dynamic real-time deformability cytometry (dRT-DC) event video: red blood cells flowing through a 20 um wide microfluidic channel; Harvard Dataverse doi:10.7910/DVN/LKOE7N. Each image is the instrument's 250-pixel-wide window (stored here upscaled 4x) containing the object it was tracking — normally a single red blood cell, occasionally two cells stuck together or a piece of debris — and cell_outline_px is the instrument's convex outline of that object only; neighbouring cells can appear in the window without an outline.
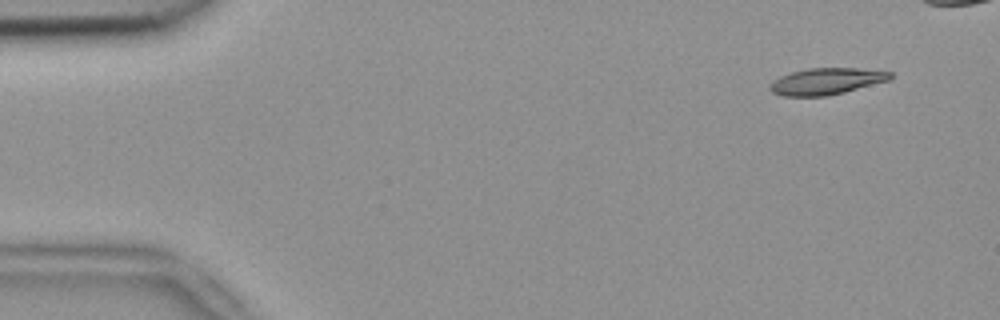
{"species": "common noctule bat (a hibernating species)", "species_latin": "Nyctalus noctula", "temperature_condition": "room temperature", "stored_images_in_passage": 3, "camera_frame_rate_fps": 3000, "um_per_image_px": 0.085, "animal": {"sex": "female", "body_mass_g": 18.4}, "frame": {"image": 1, "passage_image": 1, "time_ms": 0.0, "image_size_px": [1000, 320], "cell_outline_px": [[892, 80], [828, 96], [784, 96], [772, 92], [768, 88], [768, 84], [772, 80], [780, 76], [792, 72], [808, 68], [856, 68], [892, 72]], "centroid_in_image_um": [70.23, 6.91], "position_along_channel_um": 14.8, "area_um2": 18.79}}